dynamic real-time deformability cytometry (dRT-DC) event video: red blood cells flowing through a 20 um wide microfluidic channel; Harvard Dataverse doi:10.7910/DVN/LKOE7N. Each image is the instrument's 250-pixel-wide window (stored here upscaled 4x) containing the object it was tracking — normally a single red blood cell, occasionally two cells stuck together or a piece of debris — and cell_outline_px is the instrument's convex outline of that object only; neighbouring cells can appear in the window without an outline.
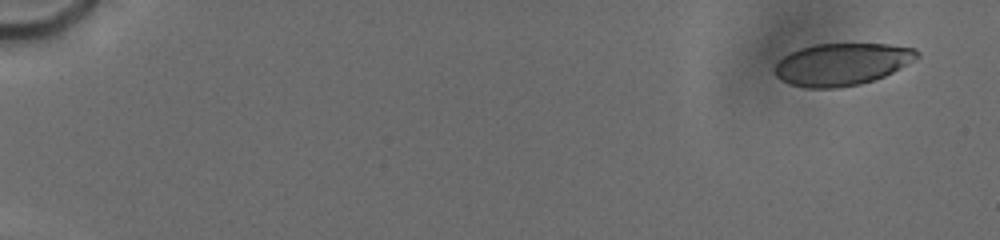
{"species": "human", "species_latin": "Homo sapiens", "temperature_condition": "cold", "stored_images_in_passage": 66, "camera_frame_rate_fps": 3000, "um_per_image_px": 0.085, "donor": {"sex": "male"}, "frame": {"image": 1, "passage_image": 2, "time_ms": 0.667, "image_size_px": [1000, 240], "cell_outline_px": [[920, 56], [900, 68], [884, 76], [860, 84], [836, 88], [804, 88], [788, 84], [776, 76], [776, 64], [784, 56], [800, 48], [816, 44], [888, 44], [916, 48], [920, 52]], "centroid_in_image_um": [71.58, 5.46], "position_along_channel_um": 13.4, "area_um2": 34.85}}
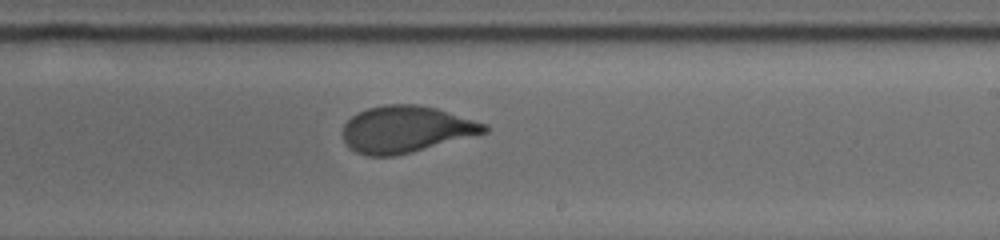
{"frame": {"image": 2, "passage_image": 41, "time_ms": 11.667, "image_size_px": [1000, 240], "cell_outline_px": [[488, 132], [412, 152], [396, 156], [368, 156], [356, 152], [348, 148], [344, 140], [344, 124], [352, 116], [368, 108], [384, 104], [416, 104], [436, 108], [488, 124]], "centroid_in_image_um": [34.51, 10.99], "position_along_channel_um": 254.5, "area_um2": 38.44}}
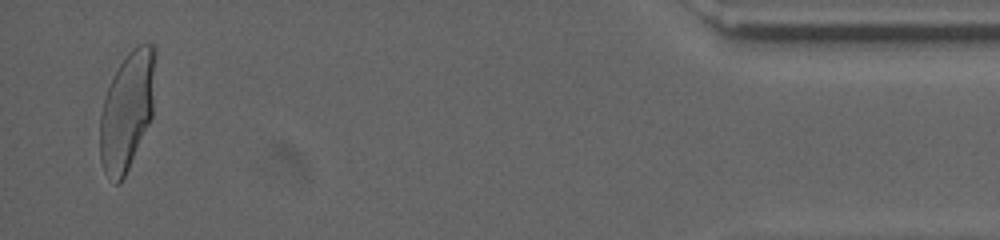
{"frame": {"image": 3, "passage_image": 66, "time_ms": 18.0, "image_size_px": [1000, 240], "cell_outline_px": [[156, 56], [152, 116], [128, 168], [120, 184], [116, 184], [104, 172], [100, 160], [100, 116], [104, 100], [112, 76], [128, 52], [132, 48], [140, 44], [152, 44], [156, 48]], "centroid_in_image_um": [10.8, 9.38], "position_along_channel_um": 424.4, "area_um2": 37.97}, "authors_computed_cell_mechanics": {"area_um2": 38.6971, "velocity_mm_per_s": 3.7735, "shape_relaxation_time_tau1_ms": 5.0771, "shape_relaxation_time_tau2_ms": null, "deformation_change_tau1": 0.1802, "deformation_change_tau2": null}}